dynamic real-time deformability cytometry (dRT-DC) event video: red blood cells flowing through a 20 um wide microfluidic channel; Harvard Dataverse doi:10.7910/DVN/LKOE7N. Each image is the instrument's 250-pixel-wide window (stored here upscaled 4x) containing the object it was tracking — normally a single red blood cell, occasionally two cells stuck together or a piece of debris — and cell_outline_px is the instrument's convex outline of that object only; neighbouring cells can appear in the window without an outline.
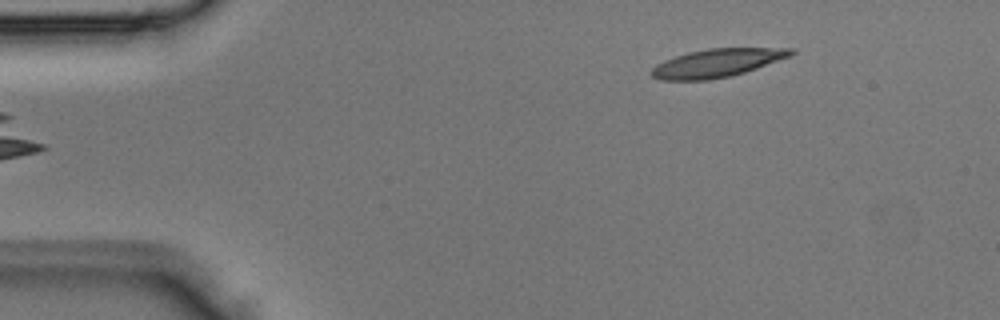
{"species": "Egyptian fruit bat (a non-hibernating species)", "species_latin": "Rousettus aegyptiacus", "temperature_condition": "room temperature", "stored_images_in_passage": 4, "camera_frame_rate_fps": 3000, "um_per_image_px": 0.085, "animal": {"sex": "male"}, "frame": {"image": 1, "passage_image": 4, "time_ms": 1.0, "image_size_px": [1000, 320], "cell_outline_px": [[796, 52], [792, 56], [732, 76], [708, 80], [660, 80], [652, 76], [648, 72], [656, 64], [664, 60], [688, 52], [708, 48], [796, 48]], "centroid_in_image_um": [60.95, 5.35], "position_along_channel_um": 24.1, "area_um2": 23.12}}